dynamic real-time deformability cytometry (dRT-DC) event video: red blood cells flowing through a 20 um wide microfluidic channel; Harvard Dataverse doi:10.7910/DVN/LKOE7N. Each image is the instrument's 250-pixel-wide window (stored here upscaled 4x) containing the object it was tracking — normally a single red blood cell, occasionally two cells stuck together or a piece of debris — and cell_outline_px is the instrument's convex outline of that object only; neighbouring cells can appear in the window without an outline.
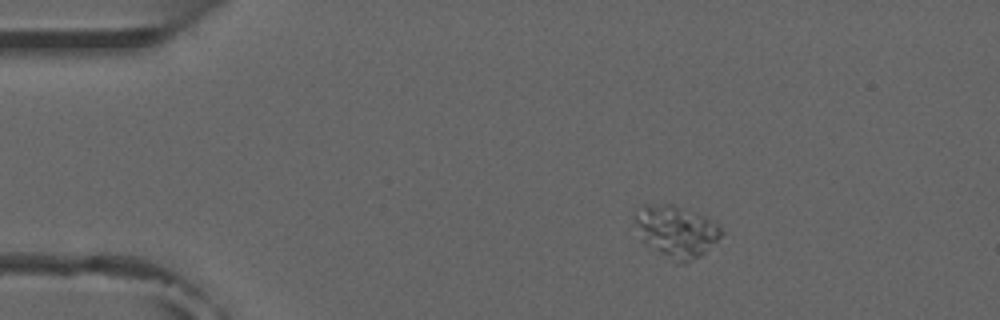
{"species": "common noctule bat (a hibernating species)", "species_latin": "Nyctalus noctula", "temperature_condition": "room temperature", "stored_images_in_passage": 4, "camera_frame_rate_fps": 3000, "um_per_image_px": 0.085, "animal": {"sex": "male", "forearm_length_mm": 52.5}, "frame": {"image": 1, "passage_image": 2, "time_ms": 2.0, "image_size_px": [1000, 320], "cell_outline_px": [[724, 232], [700, 256], [684, 264], [644, 244], [632, 224], [632, 212], [644, 204], [672, 204], [708, 216]], "centroid_in_image_um": [57.4, 19.61], "position_along_channel_um": 27.6, "area_um2": 26.24}}